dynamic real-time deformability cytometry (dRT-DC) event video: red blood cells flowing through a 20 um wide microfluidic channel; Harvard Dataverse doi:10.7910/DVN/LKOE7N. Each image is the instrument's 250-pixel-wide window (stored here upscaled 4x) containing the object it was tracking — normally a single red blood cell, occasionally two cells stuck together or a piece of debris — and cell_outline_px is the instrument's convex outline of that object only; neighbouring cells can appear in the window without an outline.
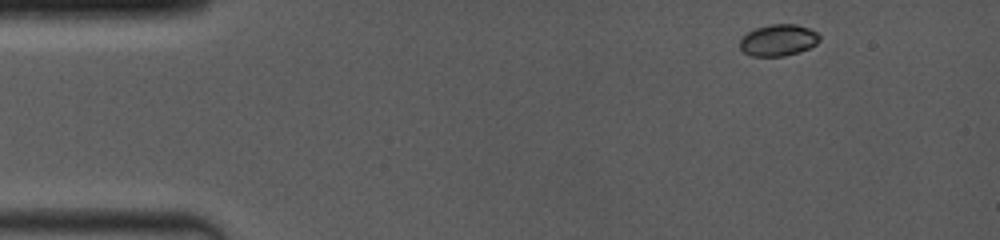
{"species": "common noctule bat (a hibernating species)", "species_latin": "Nyctalus noctula", "temperature_condition": "room temperature", "stored_images_in_passage": 5, "camera_frame_rate_fps": 4000, "um_per_image_px": 0.085, "animal": {"sex": "female", "body_mass_g": 19.0, "forearm_length_mm": 53.3}, "frame": {"image": 1, "passage_image": 1, "time_ms": 0.0, "image_size_px": [1000, 240], "cell_outline_px": [[820, 40], [816, 44], [808, 48], [784, 56], [752, 56], [744, 52], [740, 48], [740, 40], [748, 32], [756, 28], [772, 24], [796, 24], [808, 28], [816, 32], [820, 36]], "centroid_in_image_um": [66.16, 3.41], "position_along_channel_um": 18.8, "area_um2": 14.45}}
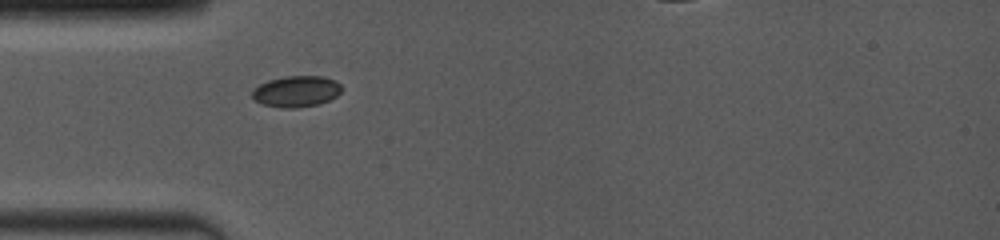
{"frame": {"image": 2, "passage_image": 4, "time_ms": 3.25, "image_size_px": [1000, 240], "cell_outline_px": [[344, 88], [336, 96], [320, 104], [296, 108], [280, 108], [260, 104], [252, 96], [252, 92], [260, 84], [268, 80], [284, 76], [324, 76], [340, 84]], "centroid_in_image_um": [25.19, 7.77], "position_along_channel_um": 59.8, "area_um2": 16.3}}
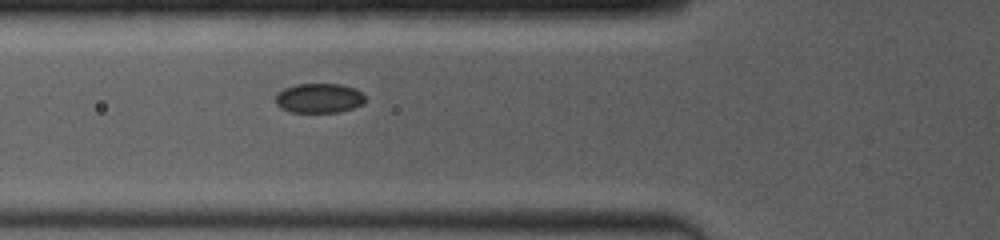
{"frame": {"image": 3, "passage_image": 5, "time_ms": 4.25, "image_size_px": [1000, 240], "cell_outline_px": [[364, 104], [340, 112], [288, 112], [280, 108], [276, 104], [276, 92], [284, 88], [296, 84], [340, 84], [352, 88], [360, 92], [364, 96]], "centroid_in_image_um": [27.07, 8.35], "position_along_channel_um": 98.7, "area_um2": 15.49}}